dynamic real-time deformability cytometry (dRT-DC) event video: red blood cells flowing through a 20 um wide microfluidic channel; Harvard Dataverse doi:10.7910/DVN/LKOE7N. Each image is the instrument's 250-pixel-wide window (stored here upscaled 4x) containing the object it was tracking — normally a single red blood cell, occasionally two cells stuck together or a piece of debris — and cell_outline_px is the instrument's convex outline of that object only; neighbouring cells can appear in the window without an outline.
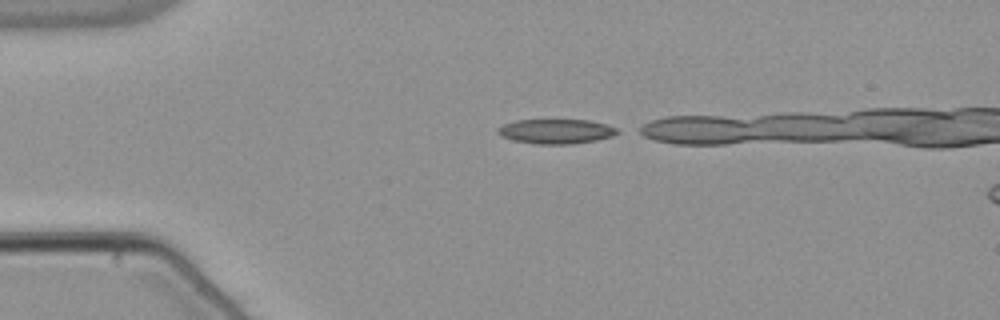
{"species": "common noctule bat (a hibernating species)", "species_latin": "Nyctalus noctula", "temperature_condition": "warm", "stored_images_in_passage": 31, "camera_frame_rate_fps": 3000, "um_per_image_px": 0.085, "animal": {"sex": "male", "body_mass_g": 21.5, "forearm_length_mm": 52.0}, "frame": {"image": 1, "passage_image": 1, "time_ms": 0.0, "image_size_px": [1000, 320], "cell_outline_px": [[620, 132], [612, 136], [596, 140], [572, 144], [536, 144], [512, 140], [500, 136], [496, 132], [504, 124], [516, 120], [588, 120], [608, 124], [616, 128]], "centroid_in_image_um": [47.27, 11.17], "position_along_channel_um": 37.7, "area_um2": 17.17}}
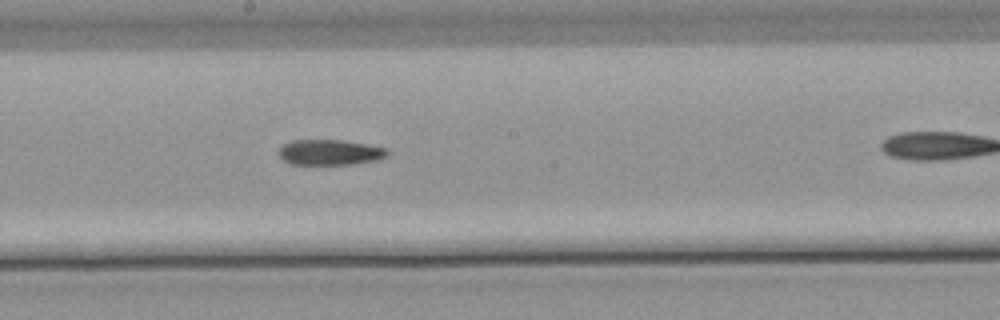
{"frame": {"image": 2, "passage_image": 18, "time_ms": 5.667, "image_size_px": [1000, 320], "cell_outline_px": [[388, 152], [384, 156], [376, 160], [348, 164], [288, 164], [280, 156], [280, 148], [284, 144], [292, 140], [344, 140], [368, 144], [388, 148]], "centroid_in_image_um": [28.04, 12.93], "position_along_channel_um": 220.2, "area_um2": 15.95}}
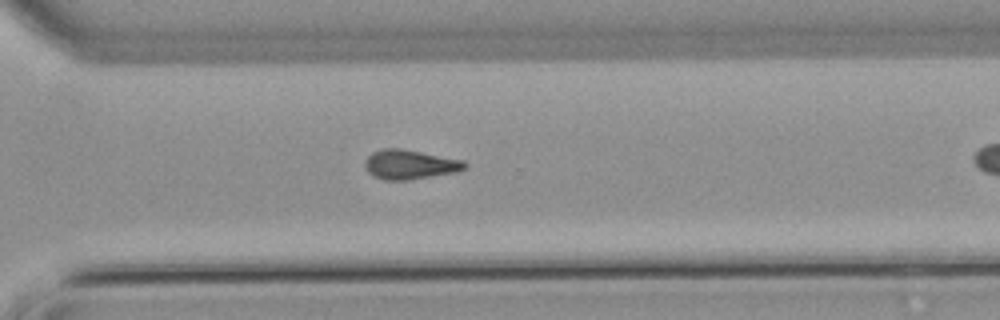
{"frame": {"image": 3, "passage_image": 27, "time_ms": 8.667, "image_size_px": [1000, 320], "cell_outline_px": [[468, 164], [464, 168], [456, 172], [404, 180], [384, 180], [372, 176], [368, 172], [364, 164], [364, 160], [372, 152], [380, 148], [400, 148], [464, 160]], "centroid_in_image_um": [34.79, 13.97], "position_along_channel_um": 335.8, "area_um2": 17.11}}